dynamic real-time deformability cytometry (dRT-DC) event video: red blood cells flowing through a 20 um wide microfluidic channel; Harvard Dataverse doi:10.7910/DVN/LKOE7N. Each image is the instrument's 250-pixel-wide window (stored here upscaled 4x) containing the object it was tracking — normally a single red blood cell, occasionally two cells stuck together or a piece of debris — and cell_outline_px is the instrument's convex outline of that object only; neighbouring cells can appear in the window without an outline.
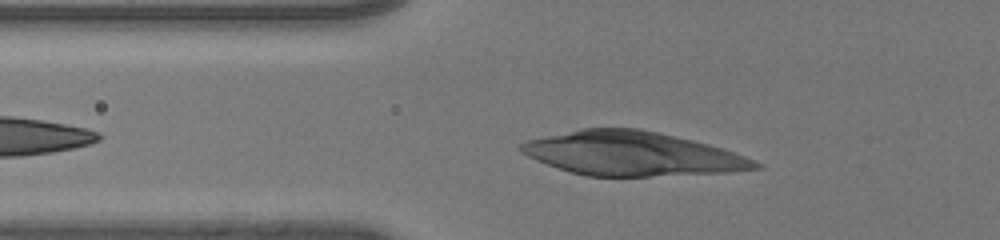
{"species": "human", "species_latin": "Homo sapiens", "temperature_condition": "room temperature", "stored_images_in_passage": 34, "camera_frame_rate_fps": 3000, "um_per_image_px": 0.085, "donor": {"sex": "male"}, "frame": {"image": 1, "passage_image": 6, "time_ms": 1.667, "image_size_px": [1000, 240], "cell_outline_px": [[764, 168], [728, 172], [648, 176], [588, 176], [572, 172], [536, 160], [520, 152], [520, 144], [528, 140], [580, 128], [640, 128], [676, 136], [708, 144], [744, 156], [764, 164]], "centroid_in_image_um": [53.74, 13.06], "position_along_channel_um": 72.1, "area_um2": 59.53}}